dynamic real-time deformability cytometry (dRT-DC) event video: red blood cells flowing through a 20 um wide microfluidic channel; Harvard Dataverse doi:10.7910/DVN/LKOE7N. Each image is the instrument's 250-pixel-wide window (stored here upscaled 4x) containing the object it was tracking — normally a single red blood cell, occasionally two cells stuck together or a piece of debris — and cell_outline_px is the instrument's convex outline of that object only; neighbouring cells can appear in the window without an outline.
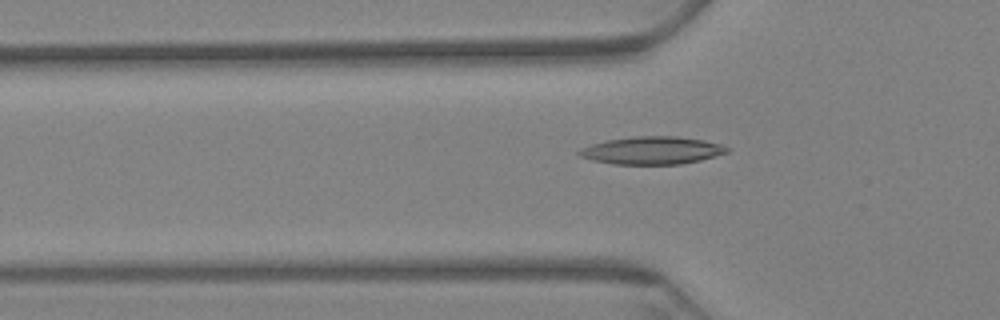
{"species": "Egyptian fruit bat (a non-hibernating species)", "species_latin": "Rousettus aegyptiacus", "temperature_condition": "warm", "stored_images_in_passage": 59, "camera_frame_rate_fps": 3000, "um_per_image_px": 0.085, "animal": {"sex": "female"}, "frame": {"image": 1, "passage_image": 16, "time_ms": 5.0, "image_size_px": [1000, 320], "cell_outline_px": [[732, 148], [728, 152], [700, 160], [680, 164], [612, 164], [592, 160], [580, 156], [576, 152], [580, 148], [604, 140], [632, 136], [676, 136], [704, 140], [720, 144]], "centroid_in_image_um": [55.4, 12.78], "position_along_channel_um": 70.4, "area_um2": 23.99}}
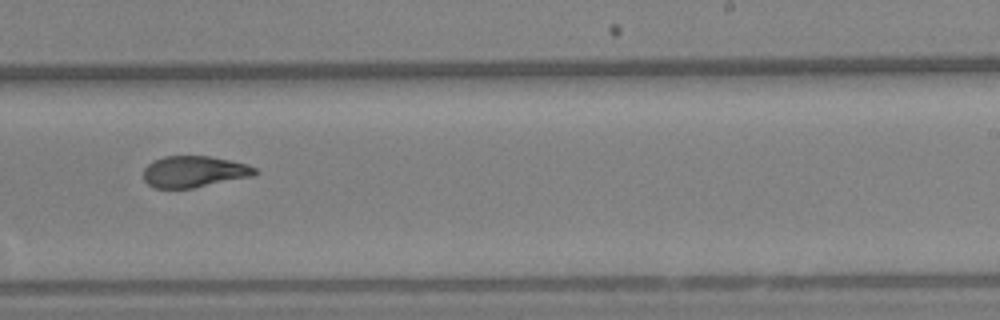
{"frame": {"image": 2, "passage_image": 35, "time_ms": 11.333, "image_size_px": [1000, 320], "cell_outline_px": [[260, 172], [252, 176], [192, 188], [152, 188], [144, 180], [144, 168], [152, 160], [164, 156], [208, 156], [248, 164], [256, 168]], "centroid_in_image_um": [16.48, 14.59], "position_along_channel_um": 272.5, "area_um2": 20.4}}
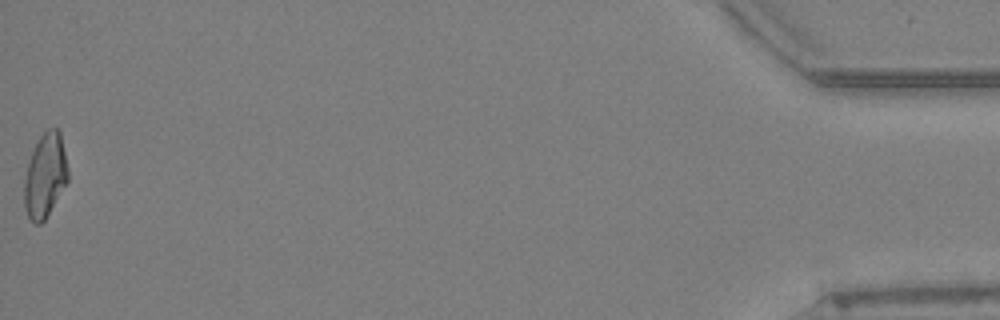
{"frame": {"image": 3, "passage_image": 59, "time_ms": 19.333, "image_size_px": [1000, 320], "cell_outline_px": [[68, 180], [44, 220], [40, 224], [36, 224], [28, 216], [24, 204], [24, 180], [28, 164], [32, 152], [40, 136], [48, 128], [56, 128], [60, 132], [68, 168]], "centroid_in_image_um": [3.84, 14.91], "position_along_channel_um": 431.4, "area_um2": 21.04}, "authors_computed_cell_mechanics": {"area_um2": 21.4438, "velocity_mm_per_s": 3.2008, "shape_relaxation_time_tau1_ms": null, "shape_relaxation_time_tau2_ms": 2.9849, "deformation_change_tau1": null, "deformation_change_tau2": 0.0964}}